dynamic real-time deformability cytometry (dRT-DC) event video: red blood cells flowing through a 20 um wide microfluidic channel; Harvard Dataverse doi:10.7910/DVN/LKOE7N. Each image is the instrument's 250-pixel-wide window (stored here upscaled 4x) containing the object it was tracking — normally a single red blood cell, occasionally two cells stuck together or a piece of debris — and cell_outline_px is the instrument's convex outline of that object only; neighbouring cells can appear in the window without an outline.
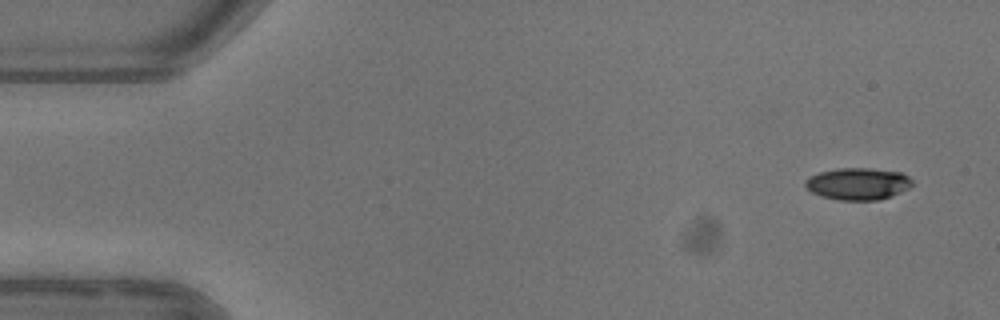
{"species": "common noctule bat (a hibernating species)", "species_latin": "Nyctalus noctula", "temperature_condition": "warm", "stored_images_in_passage": 6, "camera_frame_rate_fps": 3000, "um_per_image_px": 0.085, "animal": {"sex": "female"}, "frame": {"image": 1, "passage_image": 1, "time_ms": 0.0, "image_size_px": [1000, 320], "cell_outline_px": [[912, 184], [908, 188], [892, 196], [880, 200], [840, 200], [824, 196], [812, 192], [804, 184], [804, 180], [820, 172], [840, 168], [868, 168], [900, 172], [908, 176], [912, 180]], "centroid_in_image_um": [72.95, 15.62], "position_along_channel_um": 12.1, "area_um2": 19.71}}
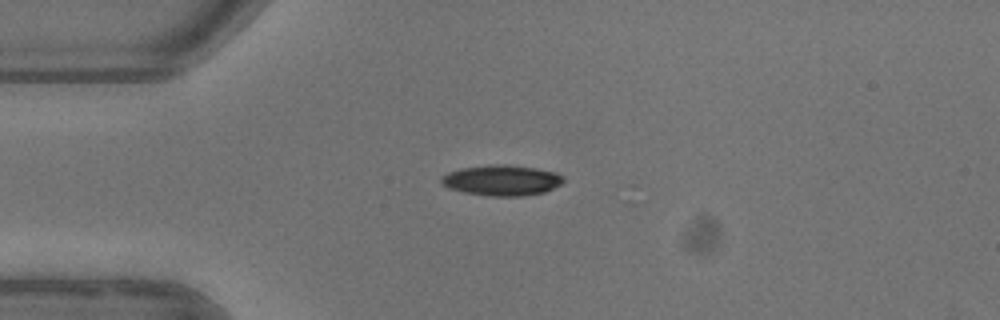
{"frame": {"image": 2, "passage_image": 4, "time_ms": 3.333, "image_size_px": [1000, 320], "cell_outline_px": [[564, 180], [560, 184], [544, 192], [524, 196], [492, 196], [464, 192], [448, 188], [440, 184], [440, 176], [448, 172], [460, 168], [488, 164], [504, 164], [536, 168], [556, 172], [564, 176]], "centroid_in_image_um": [42.61, 15.31], "position_along_channel_um": 42.4, "area_um2": 21.96}}
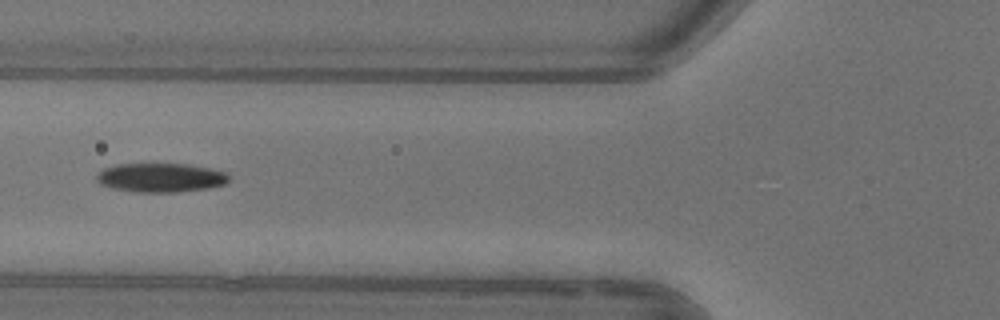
{"frame": {"image": 3, "passage_image": 6, "time_ms": 5.667, "image_size_px": [1000, 320], "cell_outline_px": [[228, 180], [224, 184], [208, 188], [176, 192], [136, 192], [112, 188], [100, 184], [96, 180], [96, 172], [104, 168], [116, 164], [188, 164], [208, 168], [224, 172], [228, 176]], "centroid_in_image_um": [13.59, 15.1], "position_along_channel_um": 112.2, "area_um2": 22.31}}